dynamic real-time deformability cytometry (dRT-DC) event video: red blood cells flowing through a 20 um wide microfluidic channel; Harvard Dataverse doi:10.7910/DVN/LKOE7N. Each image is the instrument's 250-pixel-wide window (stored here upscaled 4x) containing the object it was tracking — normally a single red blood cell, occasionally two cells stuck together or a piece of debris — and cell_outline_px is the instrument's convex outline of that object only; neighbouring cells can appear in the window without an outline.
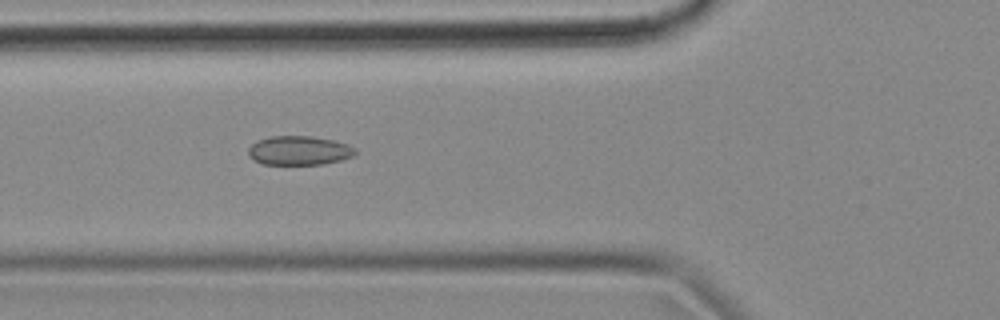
{"species": "common noctule bat (a hibernating species)", "species_latin": "Nyctalus noctula", "temperature_condition": "cold", "stored_images_in_passage": 54, "camera_frame_rate_fps": 3000, "um_per_image_px": 0.085, "animal": {"sex": "female", "body_mass_g": 18.4}, "frame": {"image": 1, "passage_image": 19, "time_ms": 6.0, "image_size_px": [1000, 320], "cell_outline_px": [[356, 152], [352, 156], [340, 160], [324, 164], [264, 164], [252, 160], [248, 156], [248, 148], [256, 140], [268, 136], [312, 136], [336, 140], [348, 144], [356, 148]], "centroid_in_image_um": [25.4, 12.78], "position_along_channel_um": 100.4, "area_um2": 18.38}}
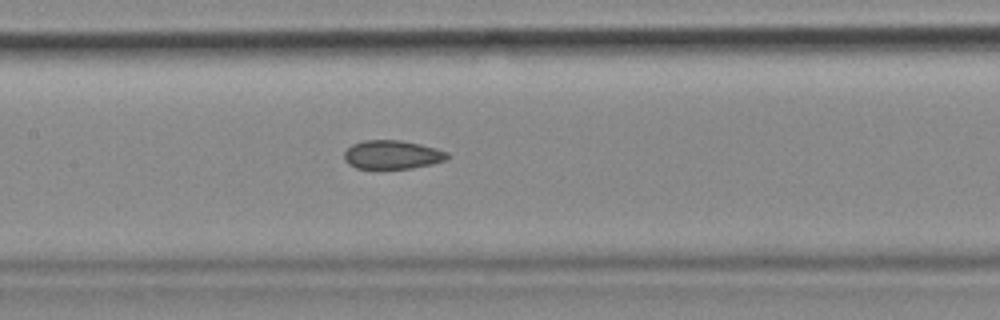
{"frame": {"image": 2, "passage_image": 25, "time_ms": 8.0, "image_size_px": [1000, 320], "cell_outline_px": [[448, 160], [432, 164], [412, 168], [380, 172], [356, 168], [348, 164], [344, 160], [344, 152], [352, 144], [364, 140], [400, 140], [420, 144], [436, 148], [448, 152]], "centroid_in_image_um": [33.31, 13.2], "position_along_channel_um": 174.1, "area_um2": 18.09}}
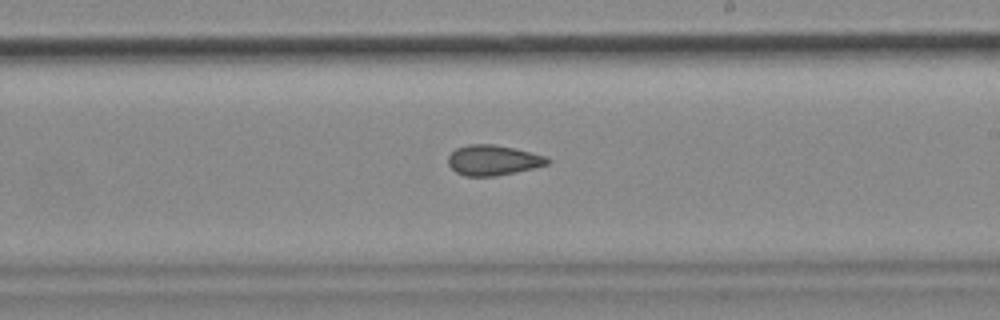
{"frame": {"image": 3, "passage_image": 31, "time_ms": 10.0, "image_size_px": [1000, 320], "cell_outline_px": [[552, 160], [548, 164], [516, 172], [496, 176], [464, 176], [456, 172], [448, 164], [448, 156], [456, 148], [468, 144], [492, 144], [512, 148], [548, 156]], "centroid_in_image_um": [41.91, 13.62], "position_along_channel_um": 247.1, "area_um2": 17.51}, "authors_computed_cell_mechanics": {"area_um2": 18.2937, "velocity_mm_per_s": 3.6765, "shape_relaxation_time_tau1_ms": null, "shape_relaxation_time_tau2_ms": 5.2657, "deformation_change_tau1": null, "deformation_change_tau2": 0.1171}}